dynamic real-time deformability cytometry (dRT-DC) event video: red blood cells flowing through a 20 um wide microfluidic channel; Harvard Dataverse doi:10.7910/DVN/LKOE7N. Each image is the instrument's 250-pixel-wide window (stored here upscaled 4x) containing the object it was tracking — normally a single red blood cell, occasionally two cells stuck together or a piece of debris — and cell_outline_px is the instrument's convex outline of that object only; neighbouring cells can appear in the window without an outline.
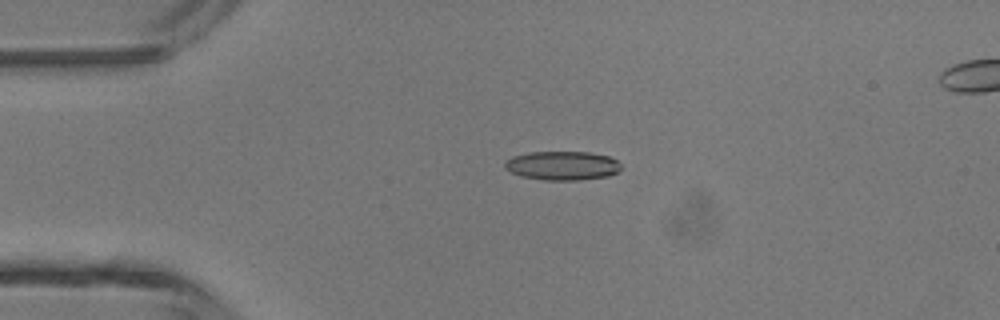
{"species": "common noctule bat (a hibernating species)", "species_latin": "Nyctalus noctula", "temperature_condition": "room temperature", "stored_images_in_passage": 5, "camera_frame_rate_fps": 3000, "um_per_image_px": 0.085, "animal": {"sex": "male", "body_mass_g": 13.3}, "frame": {"image": 1, "passage_image": 3, "time_ms": 0.667, "image_size_px": [1000, 320], "cell_outline_px": [[620, 168], [616, 172], [608, 176], [580, 180], [544, 180], [520, 176], [504, 168], [504, 160], [512, 156], [528, 152], [588, 152], [608, 156], [616, 160], [620, 164]], "centroid_in_image_um": [47.75, 14.07], "position_along_channel_um": 37.3, "area_um2": 19.65}}